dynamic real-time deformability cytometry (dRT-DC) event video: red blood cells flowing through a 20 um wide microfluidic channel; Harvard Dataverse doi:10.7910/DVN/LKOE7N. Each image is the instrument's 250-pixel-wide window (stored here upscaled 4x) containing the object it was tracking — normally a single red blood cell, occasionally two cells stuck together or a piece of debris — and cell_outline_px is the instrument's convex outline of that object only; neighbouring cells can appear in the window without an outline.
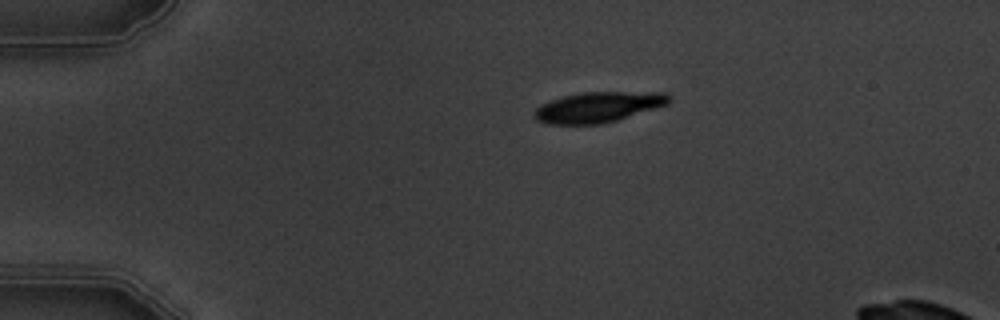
{"species": "common noctule bat (a hibernating species)", "species_latin": "Nyctalus noctula", "temperature_condition": "warm", "stored_images_in_passage": 3, "camera_frame_rate_fps": 3000, "um_per_image_px": 0.085, "animal": {"sex": "male", "body_mass_g": 19.5, "forearm_length_mm": 54.6}, "frame": {"image": 1, "passage_image": 1, "time_ms": 0.0, "image_size_px": [1000, 320], "cell_outline_px": [[672, 100], [668, 104], [616, 120], [600, 124], [548, 124], [536, 120], [532, 116], [532, 112], [540, 104], [564, 96], [584, 92], [668, 92], [672, 96]], "centroid_in_image_um": [50.85, 9.1], "position_along_channel_um": 34.2, "area_um2": 23.99}}